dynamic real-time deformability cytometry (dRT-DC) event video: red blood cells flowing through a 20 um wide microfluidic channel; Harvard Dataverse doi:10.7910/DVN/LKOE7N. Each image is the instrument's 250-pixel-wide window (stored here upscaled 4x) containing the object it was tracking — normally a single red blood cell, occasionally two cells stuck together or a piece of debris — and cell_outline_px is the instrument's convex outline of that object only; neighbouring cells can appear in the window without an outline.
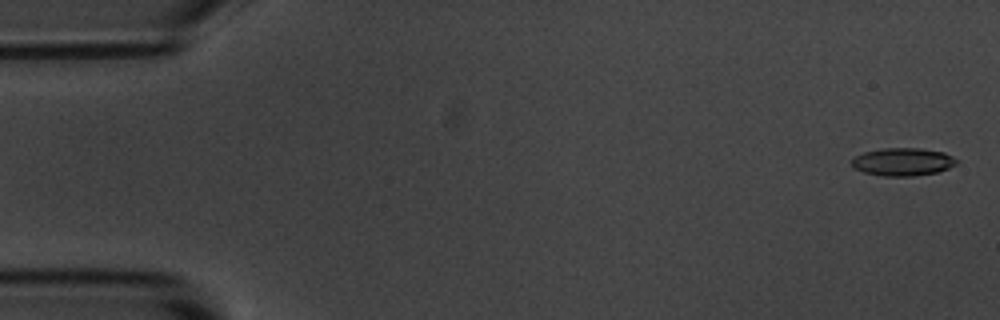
{"species": "common noctule bat (a hibernating species)", "species_latin": "Nyctalus noctula", "temperature_condition": "room temperature", "stored_images_in_passage": 55, "camera_frame_rate_fps": 3000, "um_per_image_px": 0.085, "animal": {"sex": "male", "body_mass_g": 20.1, "forearm_length_mm": 53.5}, "frame": {"image": 1, "passage_image": 2, "time_ms": 0.333, "image_size_px": [1000, 320], "cell_outline_px": [[956, 164], [948, 168], [936, 172], [912, 176], [884, 176], [864, 172], [852, 168], [852, 160], [856, 156], [864, 152], [880, 148], [920, 148], [944, 152], [952, 156], [956, 160]], "centroid_in_image_um": [76.71, 13.75], "position_along_channel_um": 8.3, "area_um2": 16.94}}
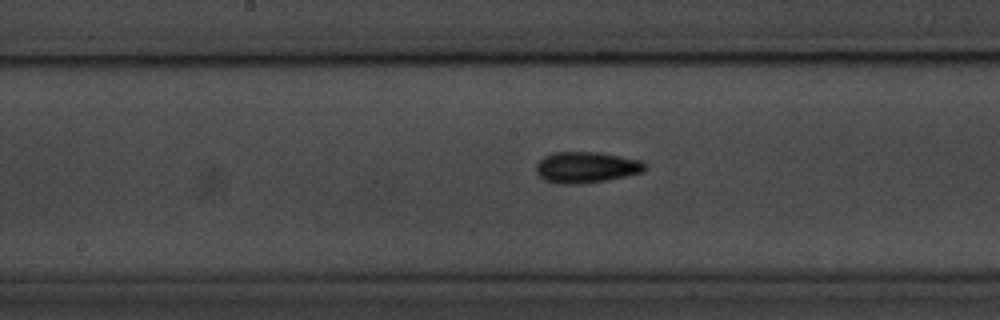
{"frame": {"image": 2, "passage_image": 28, "time_ms": 9.0, "image_size_px": [1000, 320], "cell_outline_px": [[648, 168], [644, 172], [604, 180], [580, 184], [556, 184], [544, 180], [536, 172], [536, 164], [544, 156], [552, 152], [600, 152], [640, 160]], "centroid_in_image_um": [49.8, 14.22], "position_along_channel_um": 198.4, "area_um2": 19.77}}
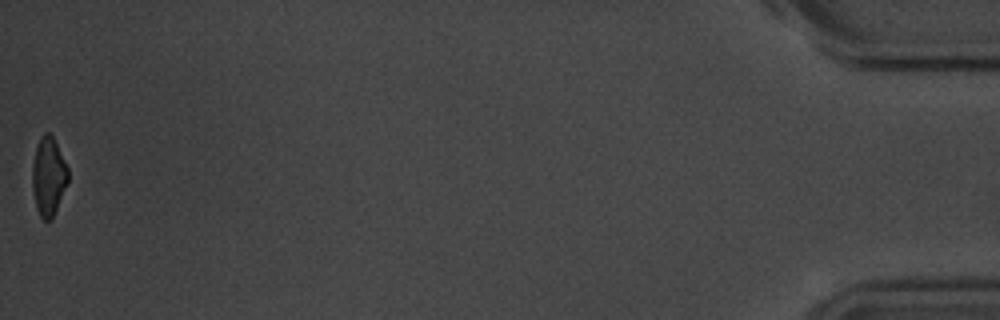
{"frame": {"image": 3, "passage_image": 55, "time_ms": 18.0, "image_size_px": [1000, 320], "cell_outline_px": [[68, 184], [52, 220], [44, 220], [40, 216], [36, 208], [32, 188], [32, 164], [36, 148], [40, 136], [44, 132], [48, 132], [52, 136], [68, 168]], "centroid_in_image_um": [4.12, 15.03], "position_along_channel_um": 431.1, "area_um2": 16.47}, "authors_computed_cell_mechanics": {"area_um2": 17.5712, "velocity_mm_per_s": 3.6907, "shape_relaxation_time_tau1_ms": 3.151, "shape_relaxation_time_tau2_ms": 2.8154, "deformation_change_tau1": 0.1215, "deformation_change_tau2": 0.0985}}